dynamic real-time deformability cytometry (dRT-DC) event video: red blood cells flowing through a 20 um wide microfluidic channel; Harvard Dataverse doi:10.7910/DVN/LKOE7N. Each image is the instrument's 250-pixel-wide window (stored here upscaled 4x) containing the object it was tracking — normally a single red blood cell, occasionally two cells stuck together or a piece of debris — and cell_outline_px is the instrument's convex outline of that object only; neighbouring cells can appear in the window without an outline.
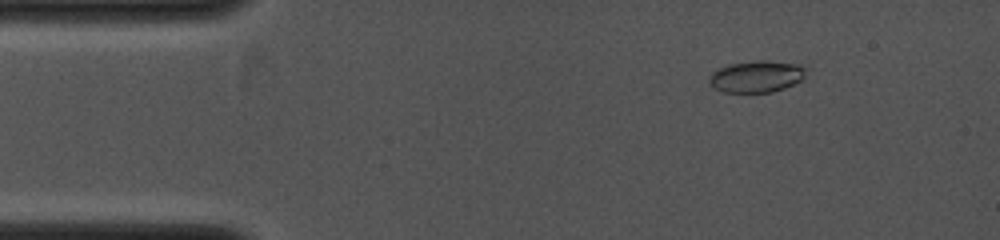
{"species": "common noctule bat (a hibernating species)", "species_latin": "Nyctalus noctula", "temperature_condition": "cold", "stored_images_in_passage": 12, "camera_frame_rate_fps": 4000, "um_per_image_px": 0.085, "animal": {"sex": "female", "body_mass_g": 19.0, "forearm_length_mm": 53.3}, "frame": {"image": 1, "passage_image": 2, "time_ms": 0.25, "image_size_px": [1000, 240], "cell_outline_px": [[808, 64], [804, 80], [784, 88], [772, 92], [724, 92], [716, 88], [708, 80], [708, 76], [712, 72], [728, 64], [760, 60], [764, 60]], "centroid_in_image_um": [64.4, 6.48], "position_along_channel_um": 20.6, "area_um2": 18.21}}
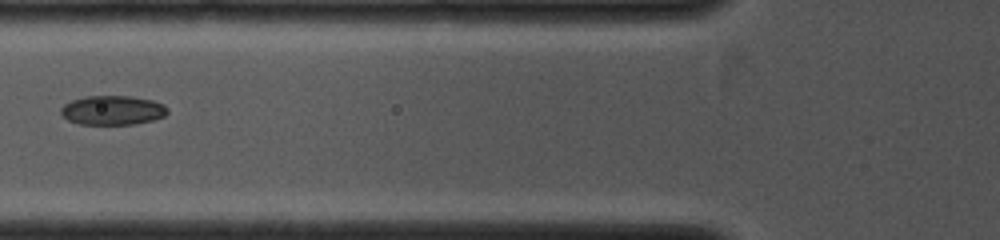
{"frame": {"image": 2, "passage_image": 9, "time_ms": 3.5, "image_size_px": [1000, 240], "cell_outline_px": [[168, 112], [164, 116], [152, 120], [136, 124], [80, 124], [68, 120], [60, 112], [60, 108], [64, 104], [72, 100], [84, 96], [132, 96], [152, 100], [164, 104], [168, 108]], "centroid_in_image_um": [9.57, 9.36], "position_along_channel_um": 116.2, "area_um2": 18.26}}
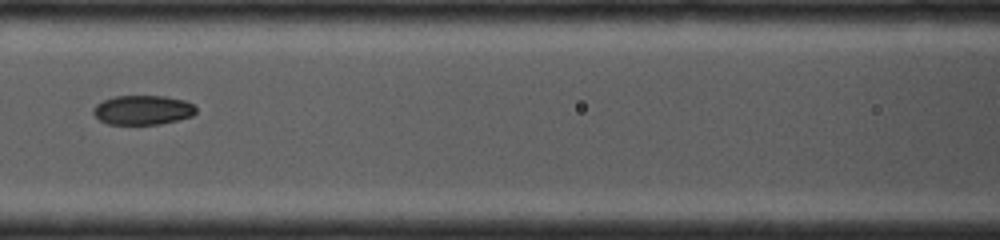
{"frame": {"image": 3, "passage_image": 11, "time_ms": 4.25, "image_size_px": [1000, 240], "cell_outline_px": [[196, 112], [192, 116], [160, 124], [108, 124], [100, 120], [92, 112], [96, 104], [104, 100], [116, 96], [164, 96], [184, 100], [192, 104], [196, 108]], "centroid_in_image_um": [12.13, 9.35], "position_along_channel_um": 154.5, "area_um2": 17.46}}